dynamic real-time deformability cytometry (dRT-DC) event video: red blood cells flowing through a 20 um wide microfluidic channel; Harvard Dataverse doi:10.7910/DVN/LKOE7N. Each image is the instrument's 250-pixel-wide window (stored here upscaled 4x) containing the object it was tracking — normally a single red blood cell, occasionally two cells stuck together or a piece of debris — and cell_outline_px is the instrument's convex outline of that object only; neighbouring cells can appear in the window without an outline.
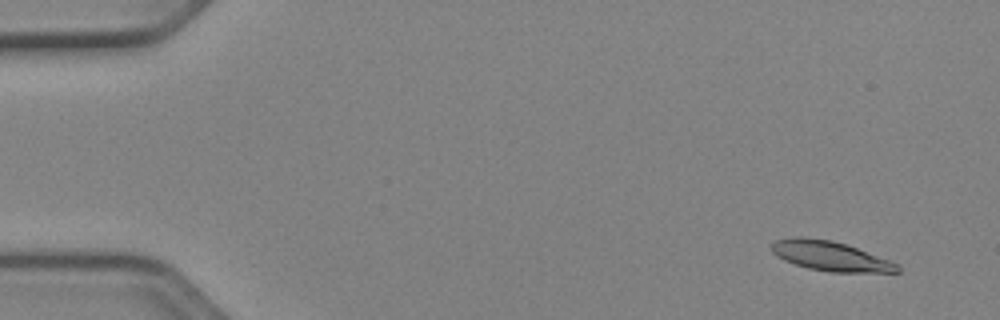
{"species": "Egyptian fruit bat (a non-hibernating species)", "species_latin": "Rousettus aegyptiacus", "temperature_condition": "cold", "stored_images_in_passage": 52, "camera_frame_rate_fps": 3000, "um_per_image_px": 0.085, "animal": {"sex": "female"}, "frame": {"image": 1, "passage_image": 4, "time_ms": 1.0, "image_size_px": [1000, 320], "cell_outline_px": [[900, 272], [828, 272], [808, 268], [784, 260], [776, 256], [772, 252], [772, 244], [776, 240], [792, 236], [800, 236], [832, 240], [856, 248], [900, 264]], "centroid_in_image_um": [70.56, 21.76], "position_along_channel_um": 14.4, "area_um2": 21.68}}
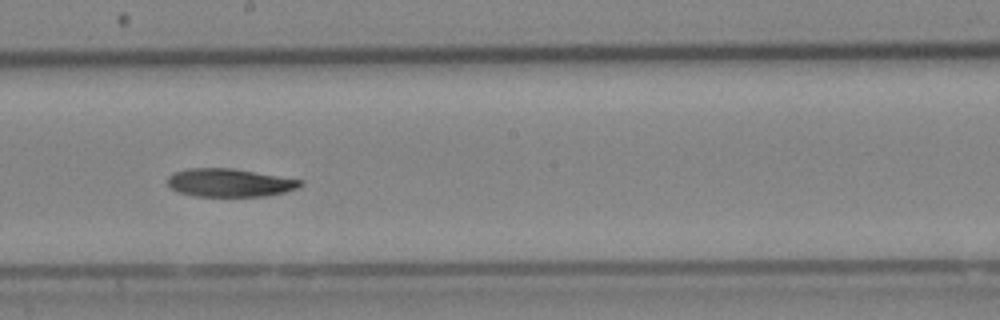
{"frame": {"image": 2, "passage_image": 30, "time_ms": 9.667, "image_size_px": [1000, 320], "cell_outline_px": [[304, 184], [296, 188], [284, 192], [264, 196], [192, 196], [176, 192], [168, 184], [168, 176], [172, 172], [188, 168], [232, 168], [304, 180]], "centroid_in_image_um": [19.49, 15.52], "position_along_channel_um": 228.7, "area_um2": 21.91}}
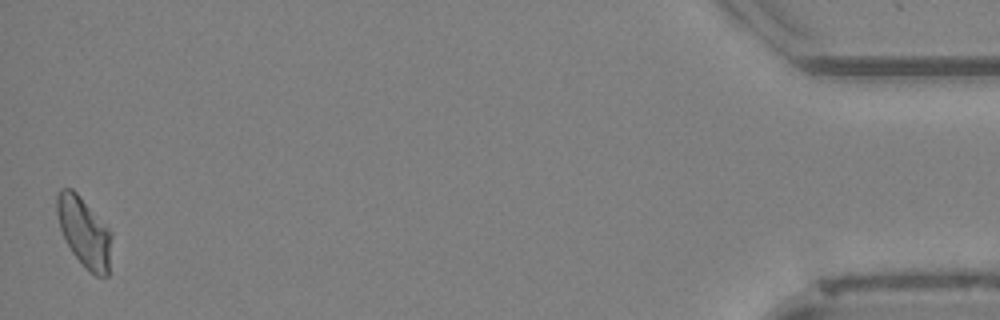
{"frame": {"image": 3, "passage_image": 52, "time_ms": 17.0, "image_size_px": [1000, 320], "cell_outline_px": [[112, 236], [108, 276], [96, 276], [72, 252], [60, 228], [56, 212], [56, 196], [60, 188], [72, 188], [80, 196], [112, 232]], "centroid_in_image_um": [7.15, 19.68], "position_along_channel_um": 428.0, "area_um2": 21.85}, "authors_computed_cell_mechanics": {"area_um2": 22.3686, "velocity_mm_per_s": 3.9357, "shape_relaxation_time_tau1_ms": 7.2143, "shape_relaxation_time_tau2_ms": null, "deformation_change_tau1": 0.1626, "deformation_change_tau2": null}}